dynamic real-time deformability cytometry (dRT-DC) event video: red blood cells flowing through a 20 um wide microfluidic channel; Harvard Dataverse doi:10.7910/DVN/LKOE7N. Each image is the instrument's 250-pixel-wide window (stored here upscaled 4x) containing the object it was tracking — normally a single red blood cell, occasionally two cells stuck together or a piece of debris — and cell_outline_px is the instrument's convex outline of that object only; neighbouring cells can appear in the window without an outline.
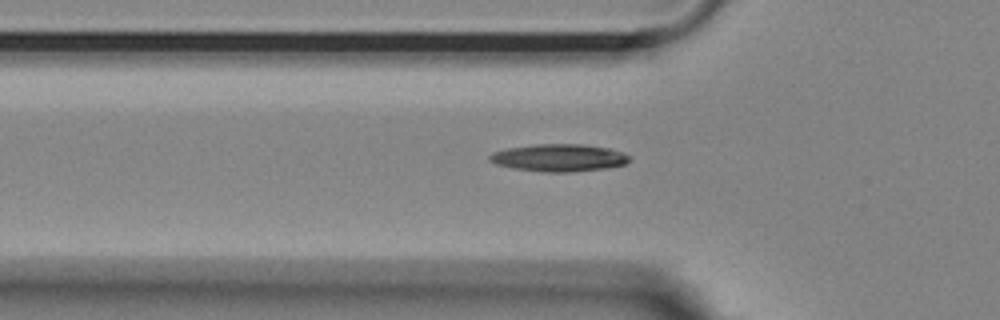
{"species": "Egyptian fruit bat (a non-hibernating species)", "species_latin": "Rousettus aegyptiacus", "temperature_condition": "room temperature", "stored_images_in_passage": 40, "camera_frame_rate_fps": 3000, "um_per_image_px": 0.085, "animal": {"sex": "female"}, "frame": {"image": 1, "passage_image": 9, "time_ms": 2.667, "image_size_px": [1000, 320], "cell_outline_px": [[632, 156], [624, 164], [608, 168], [572, 172], [544, 172], [512, 168], [496, 164], [488, 160], [488, 156], [492, 152], [508, 148], [536, 144], [584, 144], [608, 148], [624, 152]], "centroid_in_image_um": [47.51, 13.41], "position_along_channel_um": 78.3, "area_um2": 22.48}}
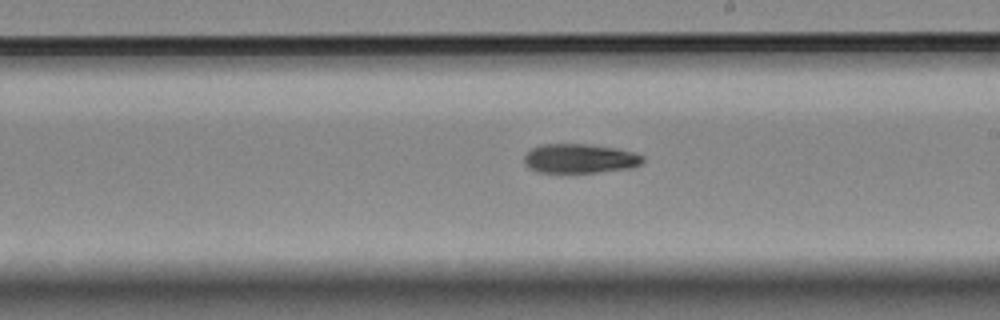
{"frame": {"image": 2, "passage_image": 22, "time_ms": 7.0, "image_size_px": [1000, 320], "cell_outline_px": [[644, 160], [640, 164], [632, 168], [596, 172], [536, 172], [528, 168], [524, 164], [524, 156], [532, 148], [540, 144], [588, 144], [616, 148], [636, 152], [644, 156]], "centroid_in_image_um": [49.29, 13.47], "position_along_channel_um": 239.7, "area_um2": 20.4}}
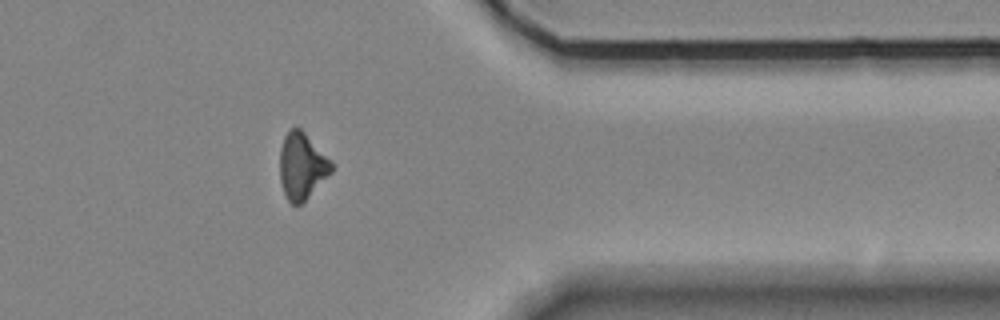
{"frame": {"image": 3, "passage_image": 35, "time_ms": 11.333, "image_size_px": [1000, 320], "cell_outline_px": [[332, 172], [300, 204], [292, 204], [288, 200], [284, 192], [280, 180], [280, 148], [284, 136], [292, 128], [300, 128], [332, 160]], "centroid_in_image_um": [25.66, 14.09], "position_along_channel_um": 385.7, "area_um2": 19.71}}